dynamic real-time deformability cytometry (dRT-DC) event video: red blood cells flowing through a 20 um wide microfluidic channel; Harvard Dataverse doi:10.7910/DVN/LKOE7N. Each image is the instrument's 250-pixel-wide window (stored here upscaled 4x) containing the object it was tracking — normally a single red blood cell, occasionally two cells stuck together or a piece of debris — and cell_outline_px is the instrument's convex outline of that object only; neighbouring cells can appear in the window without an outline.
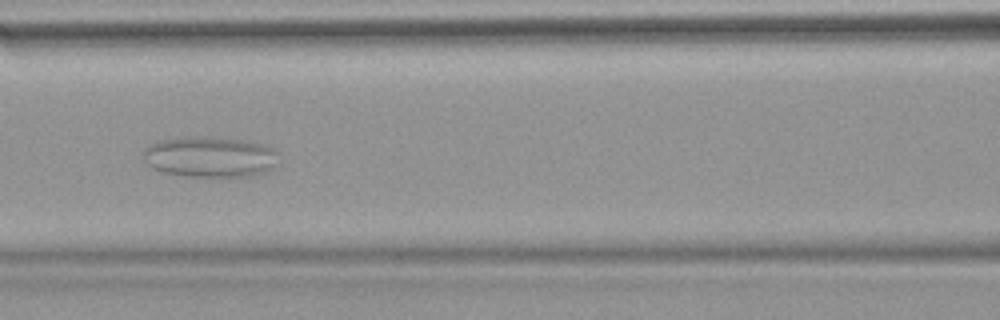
{"species": "common noctule bat (a hibernating species)", "species_latin": "Nyctalus noctula", "temperature_condition": "warm", "stored_images_in_passage": 54, "camera_frame_rate_fps": 3000, "um_per_image_px": 0.085, "animal": {"sex": "female", "body_mass_g": 18.4}, "frame": {"image": 1, "passage_image": 24, "time_ms": 7.667, "image_size_px": [1000, 320], "cell_outline_px": [[272, 164], [264, 172], [252, 176], [184, 176], [164, 172], [148, 164], [144, 156], [144, 152], [152, 144], [160, 140], [196, 136], [200, 136], [252, 140], [264, 144], [272, 152]], "centroid_in_image_um": [17.8, 13.32], "position_along_channel_um": 148.8, "area_um2": 31.15}}
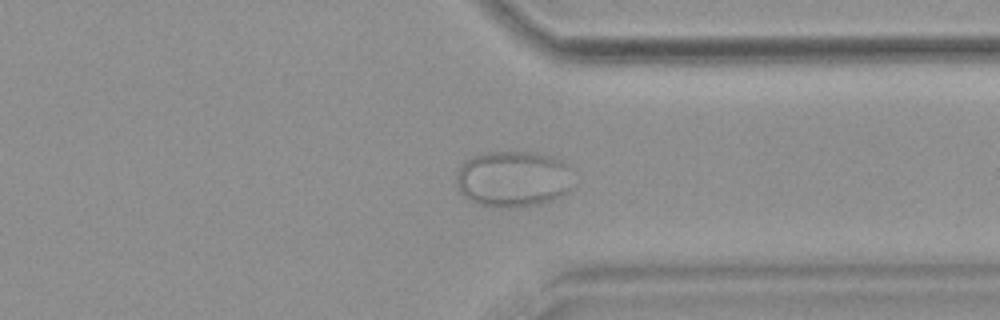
{"frame": {"image": 2, "passage_image": 42, "time_ms": 13.667, "image_size_px": [1000, 320], "cell_outline_px": [[572, 188], [560, 196], [552, 200], [540, 204], [516, 208], [492, 208], [476, 204], [468, 200], [460, 192], [456, 184], [456, 176], [464, 160], [472, 156], [488, 152], [536, 152], [552, 156], [568, 164]], "centroid_in_image_um": [43.59, 15.23], "position_along_channel_um": 367.8, "area_um2": 38.9}}
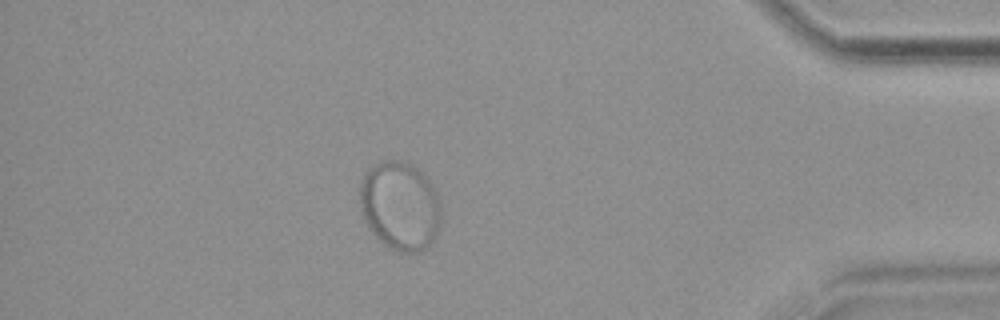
{"frame": {"image": 3, "passage_image": 48, "time_ms": 15.667, "image_size_px": [1000, 320], "cell_outline_px": [[440, 224], [432, 240], [420, 252], [396, 252], [384, 244], [372, 232], [364, 220], [360, 208], [360, 180], [364, 172], [368, 168], [384, 160], [404, 160], [412, 164], [428, 180], [436, 192], [440, 200]], "centroid_in_image_um": [33.97, 17.48], "position_along_channel_um": 401.2, "area_um2": 42.08}}